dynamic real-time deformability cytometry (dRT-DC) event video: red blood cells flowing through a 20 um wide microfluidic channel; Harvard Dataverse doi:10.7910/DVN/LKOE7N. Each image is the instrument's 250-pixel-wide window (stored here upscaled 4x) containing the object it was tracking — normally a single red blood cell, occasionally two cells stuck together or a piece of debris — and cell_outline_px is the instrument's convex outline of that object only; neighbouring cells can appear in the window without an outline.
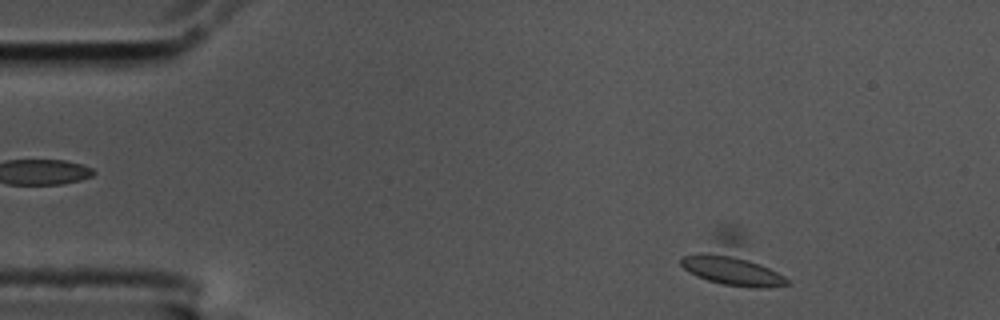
{"species": "common noctule bat (a hibernating species)", "species_latin": "Nyctalus noctula", "temperature_condition": "cold", "stored_images_in_passage": 8, "segment_of_instrument_passage": [1, 2], "camera_frame_rate_fps": 3000, "um_per_image_px": 0.085, "animal": {"sex": "male", "body_mass_g": 17.5, "forearm_length_mm": 52.3}, "frame": {"image": 1, "passage_image": 3, "time_ms": 0.667, "image_size_px": [1000, 320], "cell_outline_px": [[792, 284], [760, 288], [752, 288], [720, 284], [696, 276], [688, 272], [680, 264], [680, 260], [684, 256], [724, 220], [740, 224]], "centroid_in_image_um": [62.29, 22.07], "position_along_channel_um": 22.7, "area_um2": 31.44}}